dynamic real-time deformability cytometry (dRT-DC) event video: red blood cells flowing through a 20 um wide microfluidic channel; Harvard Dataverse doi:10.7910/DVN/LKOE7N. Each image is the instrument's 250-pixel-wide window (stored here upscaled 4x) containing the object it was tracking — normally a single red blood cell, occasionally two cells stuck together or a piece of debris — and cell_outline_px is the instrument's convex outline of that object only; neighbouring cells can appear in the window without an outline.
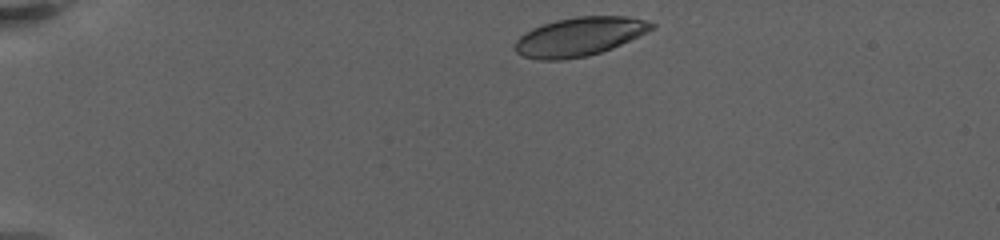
{"species": "human", "species_latin": "Homo sapiens", "temperature_condition": "warm", "stored_images_in_passage": 4, "camera_frame_rate_fps": 3000, "um_per_image_px": 0.085, "donor": {"sex": "female"}, "frame": {"image": 1, "passage_image": 1, "time_ms": 0.0, "image_size_px": [1000, 240], "cell_outline_px": [[656, 28], [648, 32], [612, 48], [588, 56], [564, 60], [540, 60], [524, 56], [516, 52], [516, 40], [524, 32], [532, 28], [556, 20], [576, 16], [628, 16], [644, 20], [656, 24]], "centroid_in_image_um": [49.27, 3.11], "position_along_channel_um": 35.7, "area_um2": 30.87}}
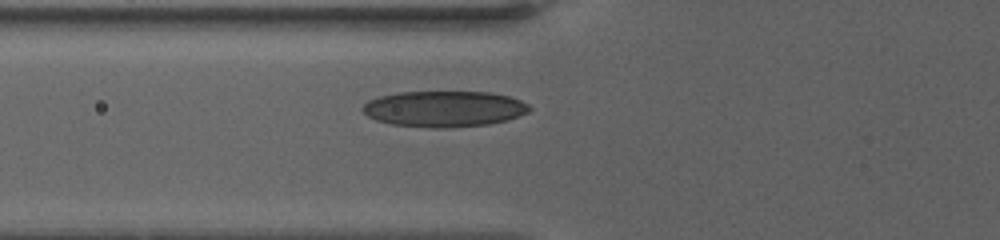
{"frame": {"image": 2, "passage_image": 4, "time_ms": 4.0, "image_size_px": [1000, 240], "cell_outline_px": [[532, 108], [528, 112], [520, 116], [508, 120], [488, 124], [444, 128], [432, 128], [392, 124], [376, 120], [368, 116], [360, 108], [368, 100], [380, 96], [400, 92], [488, 92], [508, 96], [520, 100], [528, 104]], "centroid_in_image_um": [37.76, 9.25], "position_along_channel_um": 88.0, "area_um2": 34.97}}